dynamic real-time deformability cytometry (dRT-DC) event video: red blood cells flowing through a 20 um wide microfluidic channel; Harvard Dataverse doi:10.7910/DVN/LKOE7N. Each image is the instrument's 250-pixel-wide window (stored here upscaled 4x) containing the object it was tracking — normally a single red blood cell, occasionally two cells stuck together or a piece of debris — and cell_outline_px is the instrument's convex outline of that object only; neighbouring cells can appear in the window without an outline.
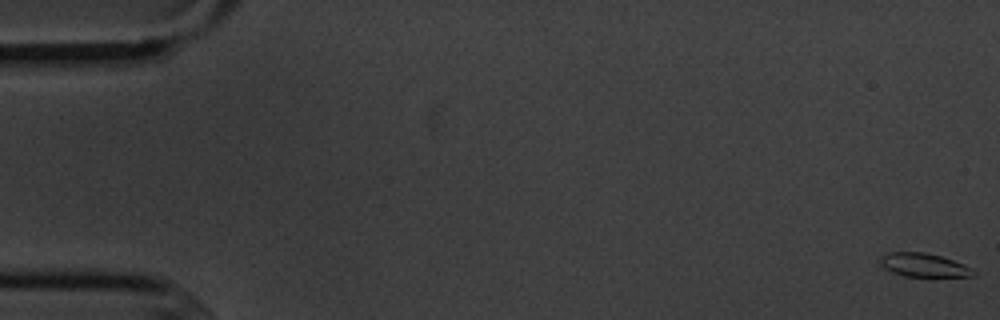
{"species": "common noctule bat (a hibernating species)", "species_latin": "Nyctalus noctula", "temperature_condition": "cold", "stored_images_in_passage": 7, "camera_frame_rate_fps": 3000, "um_per_image_px": 0.085, "animal": {"sex": "male", "body_mass_g": 20.1, "forearm_length_mm": 53.5}, "frame": {"image": 1, "passage_image": 1, "time_ms": 0.0, "image_size_px": [1000, 320], "cell_outline_px": [[976, 276], [904, 276], [892, 272], [884, 268], [880, 260], [880, 256], [888, 252], [924, 252], [940, 256], [952, 260], [972, 268], [976, 272]], "centroid_in_image_um": [78.51, 22.53], "position_along_channel_um": 6.5, "area_um2": 12.66}}
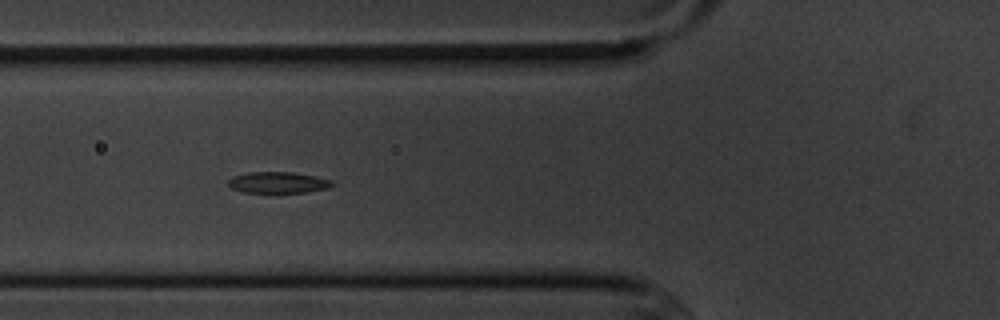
{"frame": {"image": 2, "passage_image": 6, "time_ms": 6.667, "image_size_px": [1000, 320], "cell_outline_px": [[336, 184], [328, 188], [308, 192], [276, 196], [244, 192], [232, 188], [228, 184], [228, 180], [232, 176], [248, 172], [292, 172], [332, 180]], "centroid_in_image_um": [23.63, 15.57], "position_along_channel_um": 102.2, "area_um2": 13.7}}
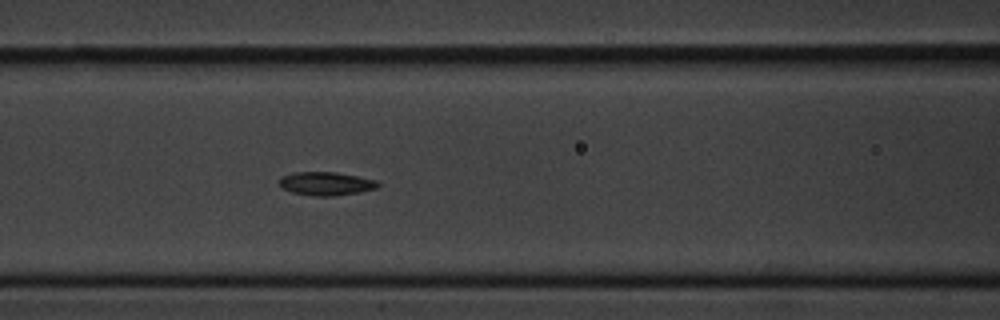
{"frame": {"image": 3, "passage_image": 7, "time_ms": 7.667, "image_size_px": [1000, 320], "cell_outline_px": [[380, 184], [376, 188], [360, 192], [332, 196], [316, 196], [292, 192], [280, 188], [280, 176], [292, 172], [336, 172], [376, 180]], "centroid_in_image_um": [27.68, 15.6], "position_along_channel_um": 138.9, "area_um2": 13.47}}